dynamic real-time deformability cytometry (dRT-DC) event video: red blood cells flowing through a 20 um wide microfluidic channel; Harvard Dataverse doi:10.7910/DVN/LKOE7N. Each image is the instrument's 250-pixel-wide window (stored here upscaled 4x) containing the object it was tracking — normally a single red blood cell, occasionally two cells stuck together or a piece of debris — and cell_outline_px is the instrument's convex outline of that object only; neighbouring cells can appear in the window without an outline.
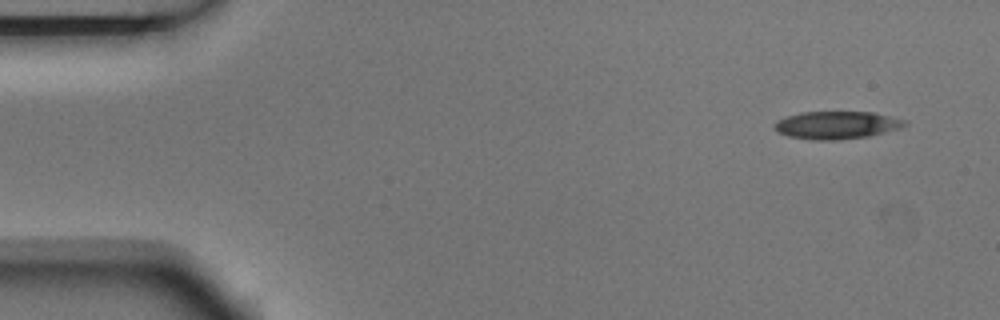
{"species": "Egyptian fruit bat (a non-hibernating species)", "species_latin": "Rousettus aegyptiacus", "temperature_condition": "room temperature", "stored_images_in_passage": 1, "camera_frame_rate_fps": 3000, "um_per_image_px": 0.085, "animal": {"sex": "male"}, "frame": {"image": 1, "passage_image": 1, "time_ms": 0.0, "image_size_px": [1000, 320], "cell_outline_px": [[908, 124], [900, 128], [868, 136], [836, 140], [812, 140], [788, 136], [776, 132], [776, 120], [784, 116], [800, 112], [876, 112], [908, 120]], "centroid_in_image_um": [71.13, 10.62], "position_along_channel_um": 13.9, "area_um2": 21.21}}